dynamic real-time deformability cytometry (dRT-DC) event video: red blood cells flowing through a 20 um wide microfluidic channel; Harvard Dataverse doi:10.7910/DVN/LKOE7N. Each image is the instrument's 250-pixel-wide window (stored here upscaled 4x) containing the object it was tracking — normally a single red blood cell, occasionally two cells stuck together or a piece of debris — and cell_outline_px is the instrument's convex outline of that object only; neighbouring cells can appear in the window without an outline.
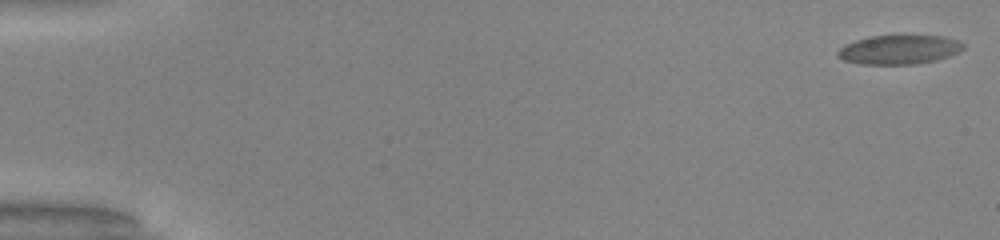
{"species": "common noctule bat (a hibernating species)", "species_latin": "Nyctalus noctula", "temperature_condition": "warm", "stored_images_in_passage": 52, "camera_frame_rate_fps": 3000, "um_per_image_px": 0.085, "animal": {"sex": "male", "body_mass_g": 20.0, "forearm_length_mm": 53.3}, "frame": {"image": 1, "passage_image": 1, "time_ms": 0.0, "image_size_px": [1000, 240], "cell_outline_px": [[964, 48], [948, 56], [936, 60], [916, 64], [860, 64], [844, 60], [836, 56], [836, 52], [844, 44], [856, 40], [872, 36], [940, 36], [960, 40], [964, 44]], "centroid_in_image_um": [76.4, 4.22], "position_along_channel_um": 8.6, "area_um2": 21.21}}
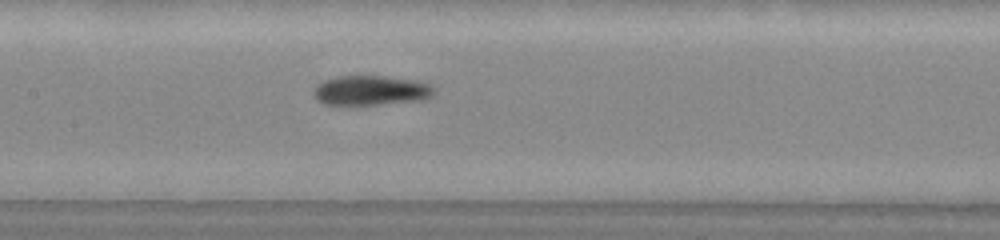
{"frame": {"image": 2, "passage_image": 26, "time_ms": 8.333, "image_size_px": [1000, 240], "cell_outline_px": [[436, 92], [432, 96], [424, 100], [380, 104], [324, 104], [316, 100], [312, 92], [316, 84], [324, 80], [336, 76], [384, 76], [416, 80], [428, 84]], "centroid_in_image_um": [31.5, 7.68], "position_along_channel_um": 175.9, "area_um2": 20.92}}
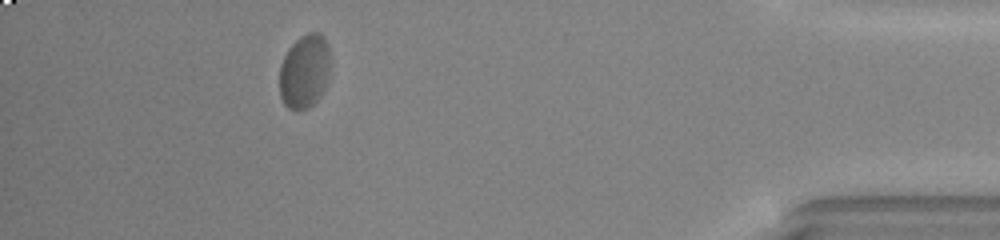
{"frame": {"image": 3, "passage_image": 47, "time_ms": 15.333, "image_size_px": [1000, 240], "cell_outline_px": [[328, 76], [324, 88], [320, 96], [308, 108], [288, 108], [284, 104], [280, 96], [280, 64], [288, 48], [300, 36], [308, 32], [320, 32], [324, 36], [328, 44]], "centroid_in_image_um": [25.87, 6.02], "position_along_channel_um": 409.3, "area_um2": 21.68}, "authors_computed_cell_mechanics": {"area_um2": 21.1548, "velocity_mm_per_s": 4.0378, "shape_relaxation_time_tau1_ms": null, "shape_relaxation_time_tau2_ms": 0.8704, "deformation_change_tau1": null, "deformation_change_tau2": 0.0383}}